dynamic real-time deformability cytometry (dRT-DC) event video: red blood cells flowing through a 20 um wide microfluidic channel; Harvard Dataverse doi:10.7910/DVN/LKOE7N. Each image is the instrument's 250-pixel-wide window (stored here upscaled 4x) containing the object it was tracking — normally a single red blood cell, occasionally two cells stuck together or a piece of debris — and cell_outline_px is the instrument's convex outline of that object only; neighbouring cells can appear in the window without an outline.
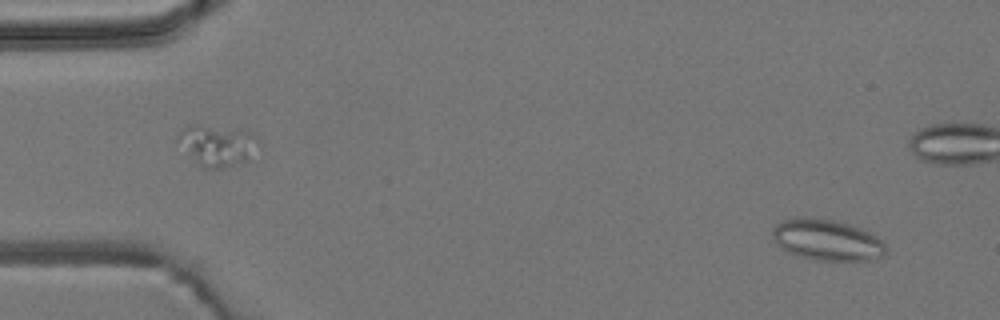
{"species": "common noctule bat (a hibernating species)", "species_latin": "Nyctalus noctula", "temperature_condition": "room temperature", "stored_images_in_passage": 5, "camera_frame_rate_fps": 3000, "um_per_image_px": 0.085, "animal": {"sex": "male", "body_mass_g": 19.2, "forearm_length_mm": 51.8}, "frame": {"image": 1, "passage_image": 1, "time_ms": 0.0, "image_size_px": [1000, 320], "cell_outline_px": [[884, 252], [880, 256], [872, 260], [816, 260], [800, 256], [788, 252], [776, 244], [772, 236], [772, 228], [776, 224], [784, 220], [796, 216], [816, 216], [852, 224], [884, 240]], "centroid_in_image_um": [70.25, 20.36], "position_along_channel_um": 14.8, "area_um2": 27.4}}